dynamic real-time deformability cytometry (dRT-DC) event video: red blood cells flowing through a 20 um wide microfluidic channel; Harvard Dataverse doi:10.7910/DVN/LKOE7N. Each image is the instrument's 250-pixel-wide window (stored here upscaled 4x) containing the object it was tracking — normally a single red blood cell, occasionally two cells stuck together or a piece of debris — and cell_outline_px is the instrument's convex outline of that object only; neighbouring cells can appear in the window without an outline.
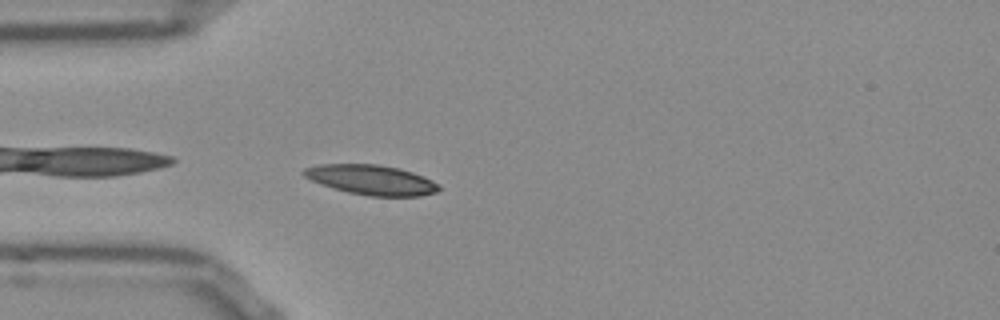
{"species": "Egyptian fruit bat (a non-hibernating species)", "species_latin": "Rousettus aegyptiacus", "temperature_condition": "room temperature", "stored_images_in_passage": 39, "camera_frame_rate_fps": 3000, "um_per_image_px": 0.085, "frame": {"image": 1, "passage_image": 1, "time_ms": 0.0, "image_size_px": [1000, 320], "cell_outline_px": [[440, 188], [436, 192], [420, 196], [368, 196], [348, 192], [312, 180], [304, 176], [304, 168], [320, 164], [376, 164], [400, 168], [412, 172], [432, 180]], "centroid_in_image_um": [31.59, 15.28], "position_along_channel_um": 53.4, "area_um2": 23.12}}
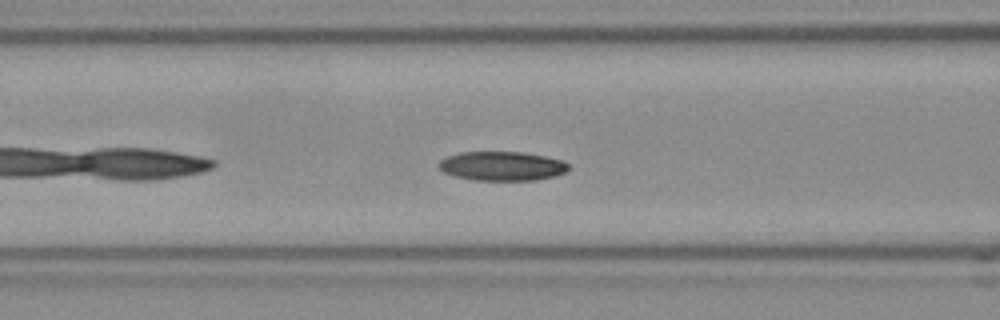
{"frame": {"image": 2, "passage_image": 7, "time_ms": 2.0, "image_size_px": [1000, 320], "cell_outline_px": [[568, 168], [564, 172], [556, 176], [536, 180], [476, 180], [456, 176], [444, 172], [436, 164], [440, 160], [448, 156], [460, 152], [524, 152], [564, 160], [568, 164]], "centroid_in_image_um": [42.68, 14.11], "position_along_channel_um": 123.9, "area_um2": 22.02}}
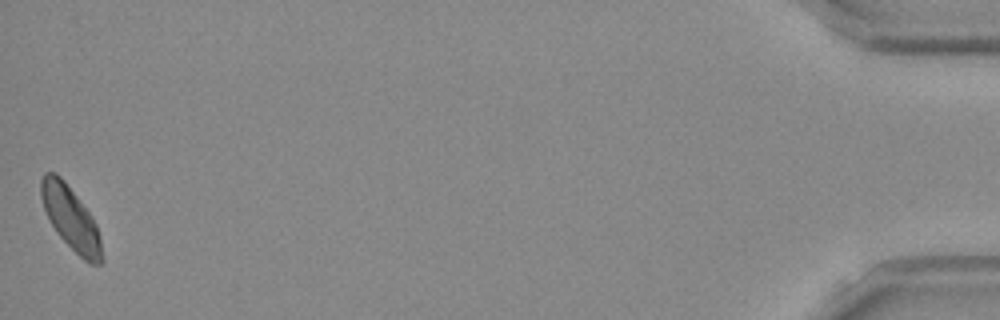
{"frame": {"image": 3, "passage_image": 39, "time_ms": 12.667, "image_size_px": [1000, 320], "cell_outline_px": [[104, 260], [100, 264], [88, 264], [56, 232], [44, 208], [40, 196], [40, 180], [44, 172], [56, 172], [64, 180], [92, 216], [96, 224], [100, 240]], "centroid_in_image_um": [6.01, 18.54], "position_along_channel_um": 429.2, "area_um2": 22.2}, "authors_computed_cell_mechanics": {"area_um2": 22.1952, "velocity_mm_per_s": 3.7998, "shape_relaxation_time_tau1_ms": 3.5399, "shape_relaxation_time_tau2_ms": null, "deformation_change_tau1": 0.103, "deformation_change_tau2": null}}